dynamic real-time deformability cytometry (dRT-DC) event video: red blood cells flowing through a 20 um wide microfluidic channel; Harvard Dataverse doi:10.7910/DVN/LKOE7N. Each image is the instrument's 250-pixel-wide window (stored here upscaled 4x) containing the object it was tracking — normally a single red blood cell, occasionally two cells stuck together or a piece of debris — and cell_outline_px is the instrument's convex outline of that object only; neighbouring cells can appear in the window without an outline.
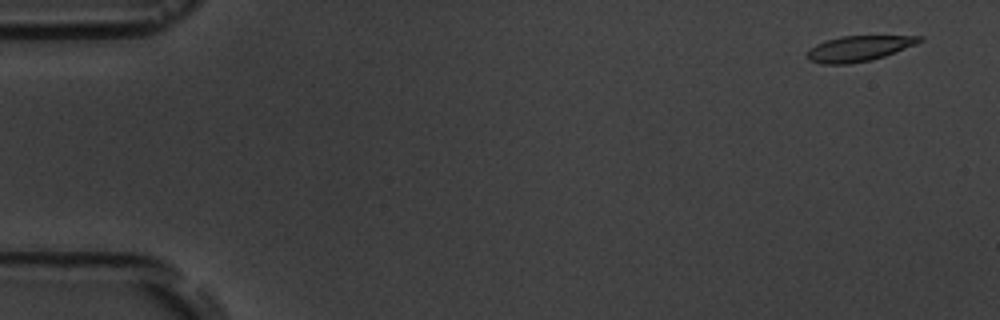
{"species": "common noctule bat (a hibernating species)", "species_latin": "Nyctalus noctula", "temperature_condition": "room temperature", "stored_images_in_passage": 3, "camera_frame_rate_fps": 3000, "um_per_image_px": 0.085, "animal": {"sex": "male", "body_mass_g": 19.5, "forearm_length_mm": 54.6}, "frame": {"image": 1, "passage_image": 1, "time_ms": 0.0, "image_size_px": [1000, 320], "cell_outline_px": [[924, 40], [916, 44], [884, 56], [872, 60], [848, 64], [820, 64], [808, 60], [808, 52], [816, 44], [824, 40], [840, 36], [924, 36]], "centroid_in_image_um": [72.99, 4.12], "position_along_channel_um": 12.0, "area_um2": 16.65}}